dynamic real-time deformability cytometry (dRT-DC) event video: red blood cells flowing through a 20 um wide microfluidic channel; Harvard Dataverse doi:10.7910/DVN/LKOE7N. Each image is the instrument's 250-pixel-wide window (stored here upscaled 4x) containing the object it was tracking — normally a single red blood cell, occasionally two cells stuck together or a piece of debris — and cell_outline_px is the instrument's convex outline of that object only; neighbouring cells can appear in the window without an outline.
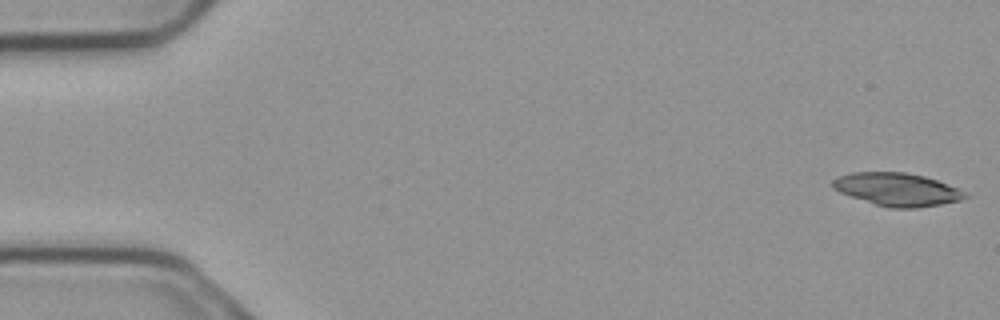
{"species": "common noctule bat (a hibernating species)", "species_latin": "Nyctalus noctula", "temperature_condition": "cold", "stored_images_in_passage": 3, "camera_frame_rate_fps": 3000, "um_per_image_px": 0.085, "animal": {"sex": "male", "body_mass_g": 23.1, "forearm_length_mm": 52.7}, "frame": {"image": 1, "passage_image": 1, "time_ms": 0.0, "image_size_px": [1000, 320], "cell_outline_px": [[972, 196], [960, 200], [940, 204], [916, 208], [888, 208], [840, 192], [832, 188], [832, 180], [840, 176], [852, 172], [904, 172], [924, 176], [936, 180], [956, 188]], "centroid_in_image_um": [76.26, 16.1], "position_along_channel_um": 8.7, "area_um2": 25.14}}